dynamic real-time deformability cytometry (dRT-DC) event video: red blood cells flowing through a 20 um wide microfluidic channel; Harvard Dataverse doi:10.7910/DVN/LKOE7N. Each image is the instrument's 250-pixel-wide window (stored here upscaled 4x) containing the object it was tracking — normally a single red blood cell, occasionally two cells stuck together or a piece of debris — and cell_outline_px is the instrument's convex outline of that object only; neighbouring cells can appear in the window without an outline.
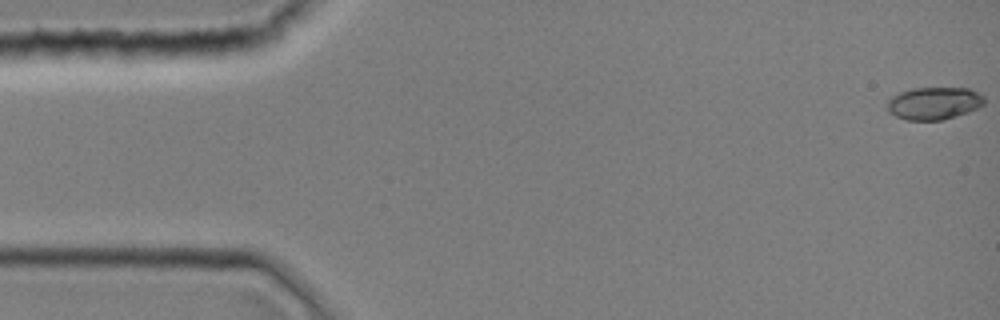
{"species": "common noctule bat (a hibernating species)", "species_latin": "Nyctalus noctula", "temperature_condition": "room temperature", "stored_images_in_passage": 44, "camera_frame_rate_fps": 3000, "um_per_image_px": 0.085, "animal": {"sex": "female", "body_mass_g": 19.0, "forearm_length_mm": 51.5}, "frame": {"image": 1, "passage_image": 1, "time_ms": 0.0, "image_size_px": [1000, 320], "cell_outline_px": [[984, 104], [968, 112], [956, 116], [940, 120], [908, 120], [896, 116], [888, 112], [888, 100], [892, 96], [900, 92], [912, 88], [968, 88], [984, 96]], "centroid_in_image_um": [79.38, 8.77], "position_along_channel_um": 5.6, "area_um2": 18.26}}
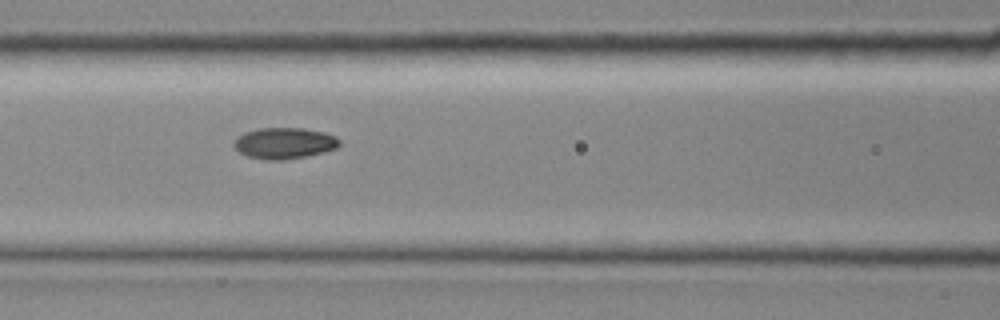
{"frame": {"image": 2, "passage_image": 19, "time_ms": 6.0, "image_size_px": [1000, 320], "cell_outline_px": [[340, 144], [336, 148], [324, 152], [308, 156], [284, 160], [264, 160], [244, 156], [232, 144], [236, 136], [244, 132], [260, 128], [304, 128], [324, 132], [336, 136], [340, 140]], "centroid_in_image_um": [24.15, 12.17], "position_along_channel_um": 142.5, "area_um2": 19.48}}
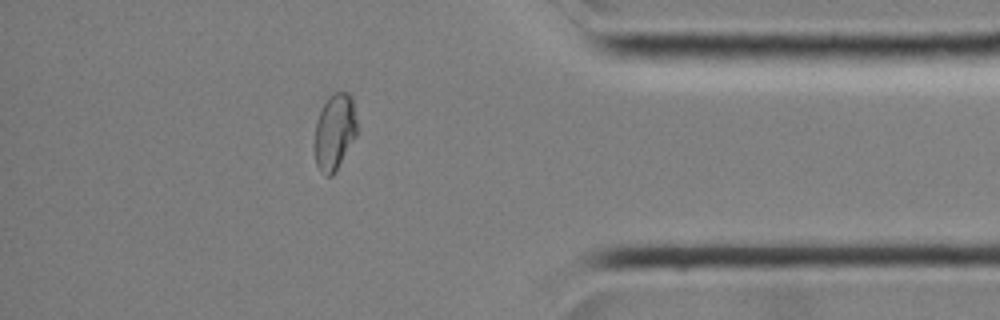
{"frame": {"image": 3, "passage_image": 38, "time_ms": 12.333, "image_size_px": [1000, 320], "cell_outline_px": [[356, 136], [336, 172], [332, 176], [324, 176], [320, 172], [316, 164], [312, 148], [316, 120], [328, 96], [332, 92], [348, 92], [352, 96], [356, 120]], "centroid_in_image_um": [28.4, 11.25], "position_along_channel_um": 406.8, "area_um2": 19.42}}